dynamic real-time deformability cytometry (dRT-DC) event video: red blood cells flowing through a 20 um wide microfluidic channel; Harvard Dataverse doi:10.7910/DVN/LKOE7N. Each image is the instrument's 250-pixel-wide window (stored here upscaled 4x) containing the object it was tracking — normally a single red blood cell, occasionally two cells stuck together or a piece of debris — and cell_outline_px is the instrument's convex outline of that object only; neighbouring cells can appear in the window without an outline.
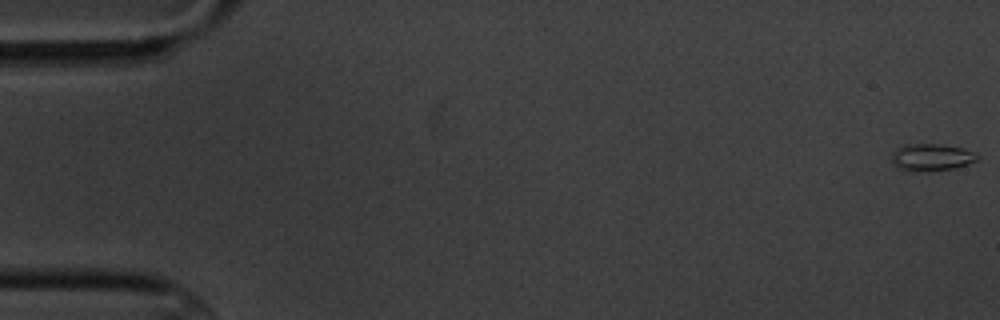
{"species": "common noctule bat (a hibernating species)", "species_latin": "Nyctalus noctula", "temperature_condition": "cold", "stored_images_in_passage": 6, "camera_frame_rate_fps": 3000, "um_per_image_px": 0.085, "animal": {"sex": "male", "body_mass_g": 20.1, "forearm_length_mm": 53.5}, "frame": {"image": 1, "passage_image": 1, "time_ms": 0.0, "image_size_px": [1000, 320], "cell_outline_px": [[980, 156], [976, 160], [968, 164], [956, 168], [900, 168], [892, 160], [892, 152], [896, 148], [904, 144], [936, 144], [964, 148], [976, 152]], "centroid_in_image_um": [79.25, 13.29], "position_along_channel_um": 5.7, "area_um2": 12.72}}
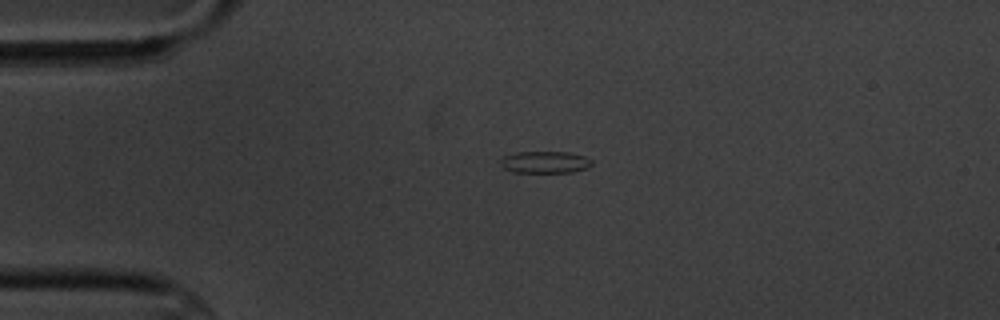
{"frame": {"image": 2, "passage_image": 5, "time_ms": 4.333, "image_size_px": [1000, 320], "cell_outline_px": [[592, 164], [588, 168], [572, 172], [512, 172], [504, 168], [500, 164], [500, 160], [504, 156], [516, 152], [568, 152], [584, 156], [592, 160]], "centroid_in_image_um": [46.32, 13.78], "position_along_channel_um": 38.7, "area_um2": 11.68}}
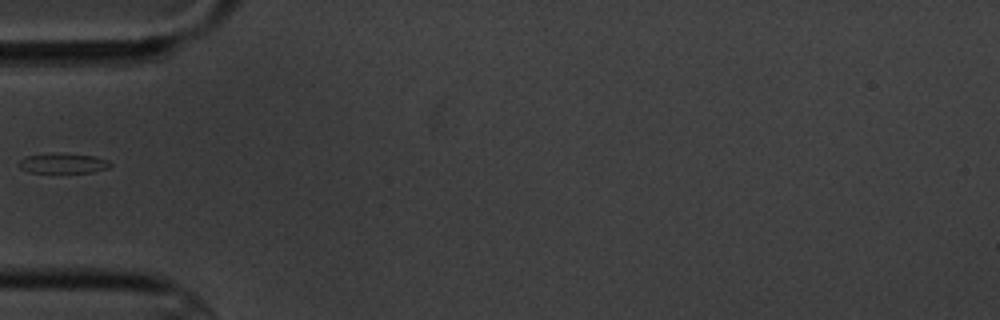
{"frame": {"image": 3, "passage_image": 6, "time_ms": 6.333, "image_size_px": [1000, 320], "cell_outline_px": [[112, 164], [108, 168], [92, 172], [28, 172], [20, 168], [20, 160], [28, 156], [52, 152], [60, 152], [96, 156], [108, 160]], "centroid_in_image_um": [5.39, 13.85], "position_along_channel_um": 79.6, "area_um2": 10.75}}